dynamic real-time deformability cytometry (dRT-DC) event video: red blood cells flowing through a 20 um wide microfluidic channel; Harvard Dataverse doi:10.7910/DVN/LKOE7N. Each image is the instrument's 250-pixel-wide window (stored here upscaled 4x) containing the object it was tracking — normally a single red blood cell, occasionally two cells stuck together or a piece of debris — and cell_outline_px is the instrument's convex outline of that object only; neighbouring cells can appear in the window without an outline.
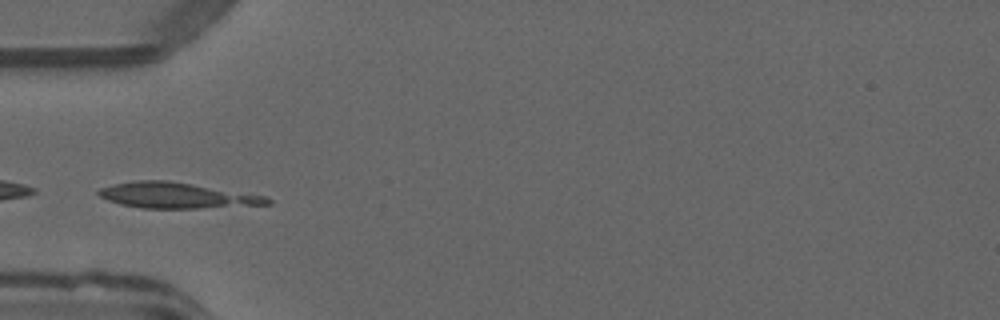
{"species": "common noctule bat (a hibernating species)", "species_latin": "Nyctalus noctula", "temperature_condition": "warm", "stored_images_in_passage": 26, "camera_frame_rate_fps": 3000, "um_per_image_px": 0.085, "animal": {"sex": "male", "forearm_length_mm": 52.5}, "frame": {"image": 1, "passage_image": 1, "time_ms": 0.0, "image_size_px": [1000, 320], "cell_outline_px": [[272, 204], [200, 208], [140, 208], [120, 204], [108, 200], [100, 196], [96, 192], [100, 188], [116, 184], [136, 180], [168, 180], [268, 196], [272, 200]], "centroid_in_image_um": [15.05, 16.61], "position_along_channel_um": 69.9, "area_um2": 25.2}}